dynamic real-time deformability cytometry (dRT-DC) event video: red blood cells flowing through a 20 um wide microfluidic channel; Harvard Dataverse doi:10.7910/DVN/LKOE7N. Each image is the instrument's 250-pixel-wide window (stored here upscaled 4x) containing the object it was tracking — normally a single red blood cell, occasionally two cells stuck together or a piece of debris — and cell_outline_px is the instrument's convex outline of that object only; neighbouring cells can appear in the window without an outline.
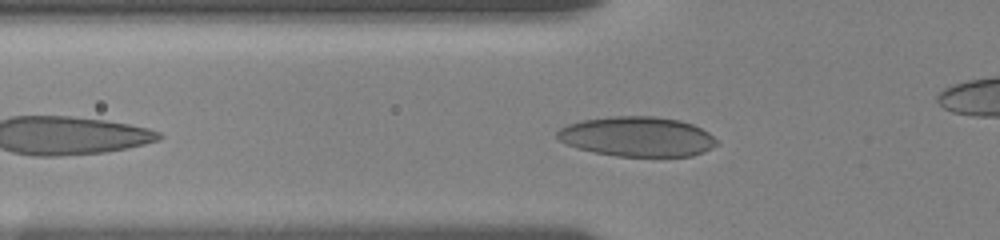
{"species": "human", "species_latin": "Homo sapiens", "temperature_condition": "room temperature", "stored_images_in_passage": 37, "camera_frame_rate_fps": 3000, "um_per_image_px": 0.085, "donor": {"sex": "female"}, "frame": {"image": 1, "passage_image": 7, "time_ms": 2.0, "image_size_px": [1000, 240], "cell_outline_px": [[720, 144], [704, 152], [692, 156], [616, 156], [592, 152], [576, 148], [560, 140], [556, 136], [556, 132], [560, 128], [568, 124], [584, 120], [612, 116], [656, 116], [680, 120], [692, 124], [708, 132]], "centroid_in_image_um": [54.18, 11.61], "position_along_channel_um": 71.6, "area_um2": 37.11}}
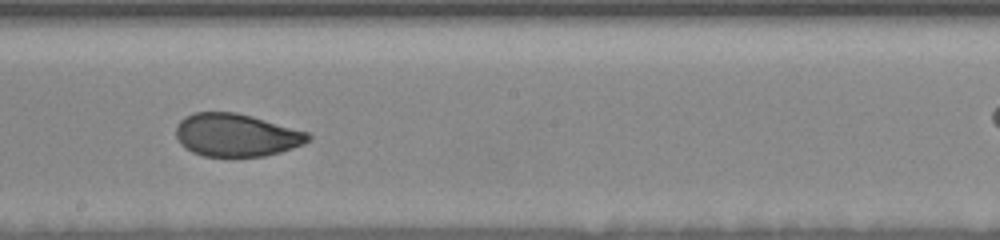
{"frame": {"image": 2, "passage_image": 20, "time_ms": 6.333, "image_size_px": [1000, 240], "cell_outline_px": [[312, 136], [304, 144], [280, 152], [264, 156], [204, 156], [192, 152], [184, 148], [180, 144], [176, 136], [176, 124], [184, 116], [196, 112], [236, 112], [252, 116], [308, 132]], "centroid_in_image_um": [20.05, 11.48], "position_along_channel_um": 228.1, "area_um2": 33.06}}
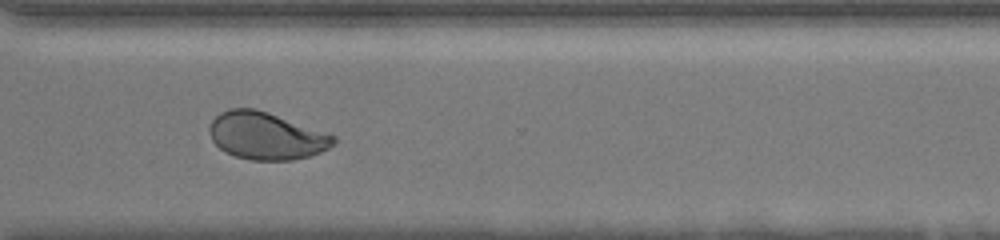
{"frame": {"image": 3, "passage_image": 30, "time_ms": 9.667, "image_size_px": [1000, 240], "cell_outline_px": [[336, 140], [328, 148], [320, 152], [308, 156], [292, 160], [252, 160], [236, 156], [224, 152], [212, 140], [208, 132], [208, 128], [212, 120], [220, 112], [228, 108], [256, 108], [268, 112], [336, 136]], "centroid_in_image_um": [22.58, 11.54], "position_along_channel_um": 348.0, "area_um2": 34.1}}